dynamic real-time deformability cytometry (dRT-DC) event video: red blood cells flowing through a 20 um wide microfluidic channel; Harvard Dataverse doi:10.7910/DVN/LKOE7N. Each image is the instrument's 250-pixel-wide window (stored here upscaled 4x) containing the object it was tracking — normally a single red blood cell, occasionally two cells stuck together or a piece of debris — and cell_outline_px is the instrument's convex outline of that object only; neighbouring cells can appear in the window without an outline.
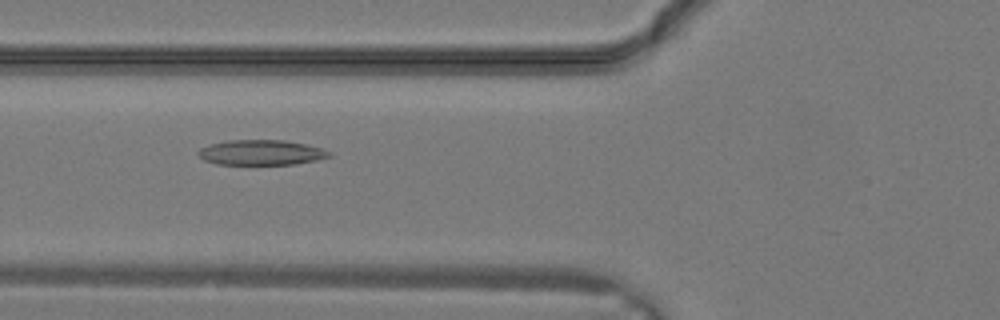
{"species": "common noctule bat (a hibernating species)", "species_latin": "Nyctalus noctula", "temperature_condition": "warm", "stored_images_in_passage": 31, "camera_frame_rate_fps": 3000, "um_per_image_px": 0.085, "animal": {"sex": "male", "body_mass_g": 19.2, "forearm_length_mm": 51.8}, "frame": {"image": 1, "passage_image": 12, "time_ms": 3.667, "image_size_px": [1000, 320], "cell_outline_px": [[332, 156], [316, 160], [296, 164], [216, 164], [204, 160], [196, 152], [200, 148], [212, 144], [228, 140], [284, 140], [304, 144], [320, 148], [332, 152]], "centroid_in_image_um": [22.2, 12.96], "position_along_channel_um": 103.6, "area_um2": 19.07}}
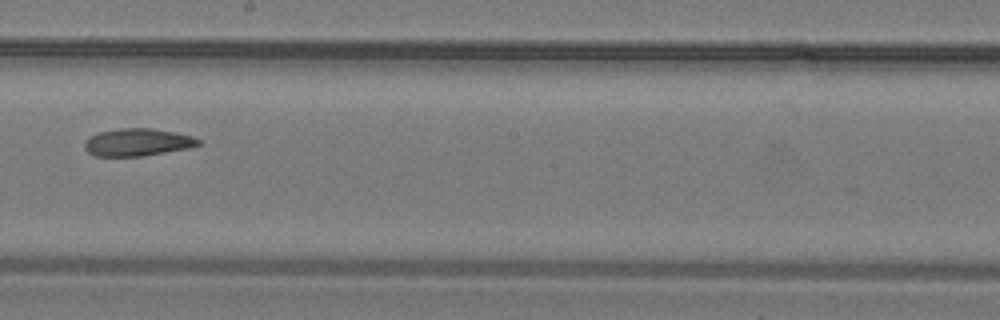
{"frame": {"image": 2, "passage_image": 18, "time_ms": 5.667, "image_size_px": [1000, 320], "cell_outline_px": [[200, 144], [188, 148], [140, 156], [96, 156], [88, 152], [84, 148], [84, 140], [88, 136], [100, 132], [120, 128], [152, 128], [192, 136], [200, 140]], "centroid_in_image_um": [11.63, 12.09], "position_along_channel_um": 236.6, "area_um2": 18.09}}
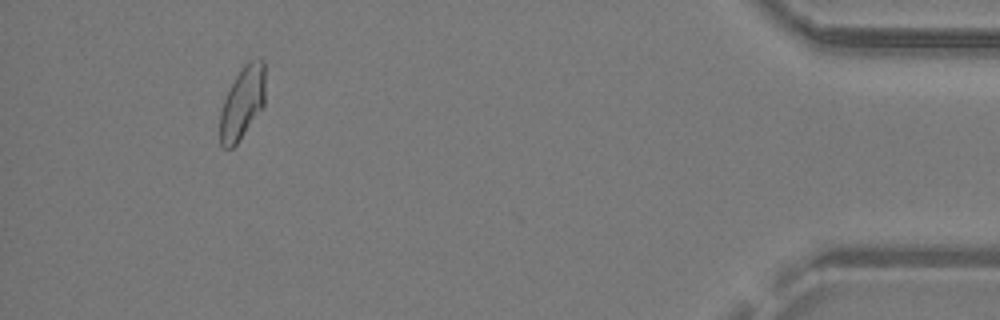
{"frame": {"image": 3, "passage_image": 29, "time_ms": 9.333, "image_size_px": [1000, 320], "cell_outline_px": [[264, 108], [236, 144], [232, 148], [224, 148], [220, 144], [220, 112], [224, 100], [236, 76], [244, 64], [248, 60], [260, 56], [264, 60]], "centroid_in_image_um": [20.62, 8.72], "position_along_channel_um": 414.6, "area_um2": 19.25}}